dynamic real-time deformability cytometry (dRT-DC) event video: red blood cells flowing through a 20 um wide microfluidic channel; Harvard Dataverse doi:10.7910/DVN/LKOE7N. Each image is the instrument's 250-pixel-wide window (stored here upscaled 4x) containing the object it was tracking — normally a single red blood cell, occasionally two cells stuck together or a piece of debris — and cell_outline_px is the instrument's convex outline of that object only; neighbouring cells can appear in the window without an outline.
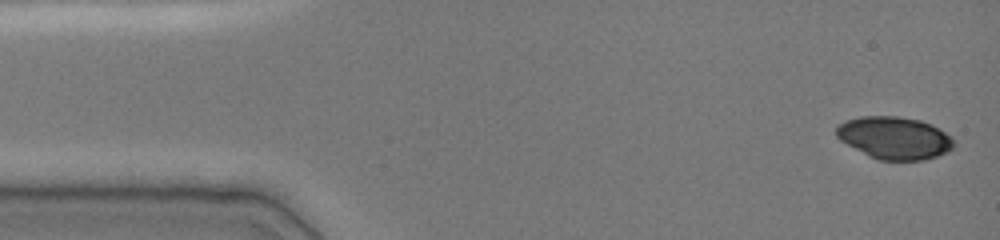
{"species": "common noctule bat (a hibernating species)", "species_latin": "Nyctalus noctula", "temperature_condition": "cold", "stored_images_in_passage": 6, "camera_frame_rate_fps": 3000, "um_per_image_px": 0.085, "animal": {"sex": "female", "body_mass_g": 19.0, "forearm_length_mm": 51.5}, "frame": {"image": 1, "passage_image": 1, "time_ms": 0.0, "image_size_px": [1000, 240], "cell_outline_px": [[952, 148], [948, 152], [924, 160], [880, 160], [868, 156], [840, 140], [836, 136], [836, 128], [844, 120], [860, 116], [896, 116], [920, 120], [932, 124], [952, 136]], "centroid_in_image_um": [76.01, 11.71], "position_along_channel_um": 9.0, "area_um2": 29.07}}
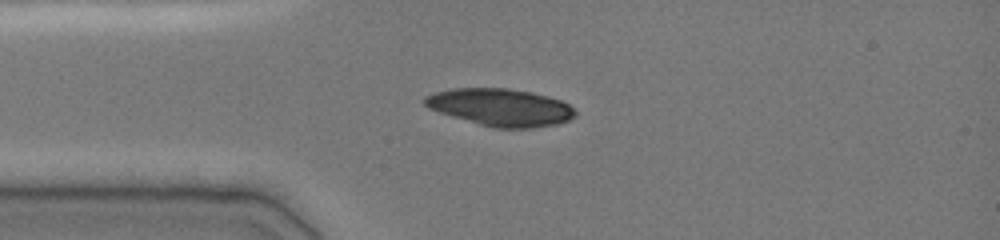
{"frame": {"image": 2, "passage_image": 5, "time_ms": 3.333, "image_size_px": [1000, 240], "cell_outline_px": [[576, 116], [568, 120], [556, 124], [532, 128], [496, 128], [480, 124], [452, 116], [428, 108], [420, 100], [424, 96], [436, 92], [452, 88], [508, 88], [532, 92], [548, 96], [560, 100], [568, 104], [576, 112]], "centroid_in_image_um": [42.52, 9.11], "position_along_channel_um": 42.5, "area_um2": 32.71}}